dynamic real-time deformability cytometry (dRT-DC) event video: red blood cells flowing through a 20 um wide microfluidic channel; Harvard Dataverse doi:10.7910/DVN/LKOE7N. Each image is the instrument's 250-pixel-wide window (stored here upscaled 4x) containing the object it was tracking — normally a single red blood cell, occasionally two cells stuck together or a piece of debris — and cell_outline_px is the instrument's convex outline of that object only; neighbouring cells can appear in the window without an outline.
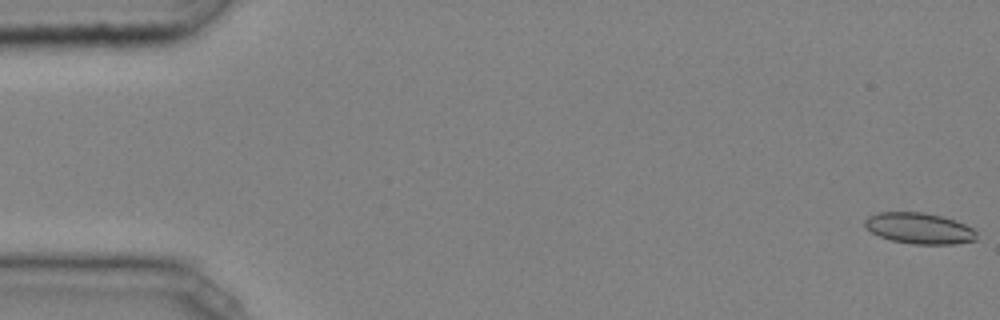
{"species": "common noctule bat (a hibernating species)", "species_latin": "Nyctalus noctula", "temperature_condition": "cold", "stored_images_in_passage": 45, "camera_frame_rate_fps": 3000, "um_per_image_px": 0.085, "animal": {"sex": "male", "body_mass_g": 20.4}, "frame": {"image": 1, "passage_image": 1, "time_ms": 0.0, "image_size_px": [1000, 320], "cell_outline_px": [[976, 240], [956, 244], [912, 244], [892, 240], [880, 236], [872, 232], [864, 224], [864, 220], [868, 216], [876, 212], [924, 212], [944, 216], [956, 220], [972, 228], [976, 232]], "centroid_in_image_um": [78.15, 19.39], "position_along_channel_um": 6.9, "area_um2": 20.29}}
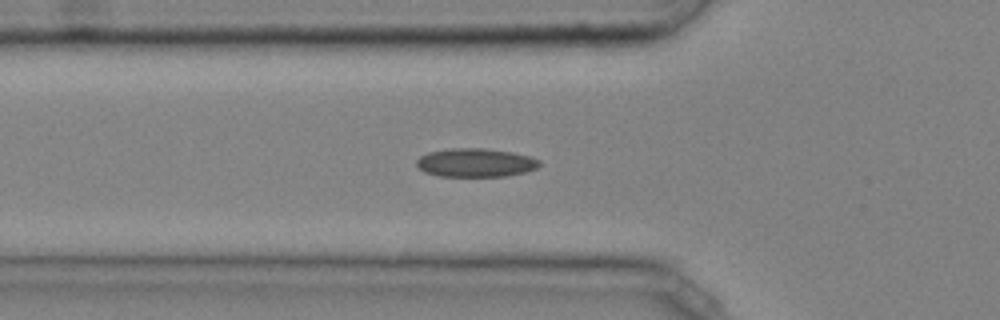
{"frame": {"image": 2, "passage_image": 17, "time_ms": 5.333, "image_size_px": [1000, 320], "cell_outline_px": [[540, 164], [536, 168], [524, 172], [504, 176], [440, 176], [424, 172], [416, 164], [416, 160], [420, 156], [428, 152], [452, 148], [484, 148], [512, 152], [532, 156], [540, 160]], "centroid_in_image_um": [40.42, 13.82], "position_along_channel_um": 85.4, "area_um2": 20.46}}
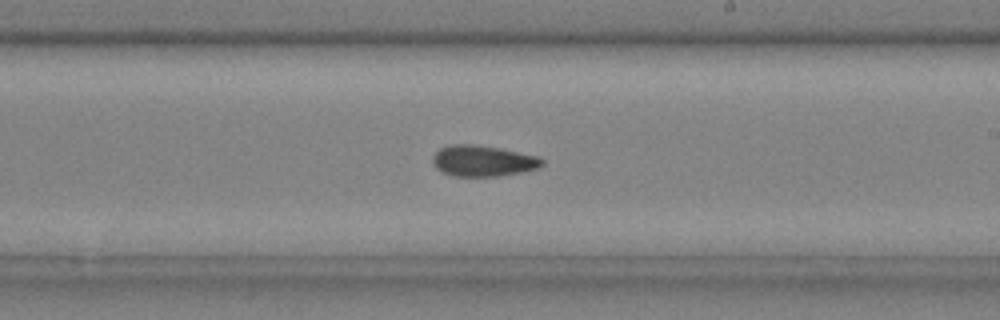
{"frame": {"image": 3, "passage_image": 29, "time_ms": 9.333, "image_size_px": [1000, 320], "cell_outline_px": [[544, 164], [540, 168], [520, 172], [496, 176], [456, 176], [444, 172], [436, 168], [432, 160], [432, 156], [440, 148], [452, 144], [472, 144], [500, 148], [540, 156], [544, 160]], "centroid_in_image_um": [41.09, 13.66], "position_along_channel_um": 247.9, "area_um2": 19.77}, "authors_computed_cell_mechanics": {"area_um2": 19.5942, "velocity_mm_per_s": 4.0544, "shape_relaxation_time_tau1_ms": null, "shape_relaxation_time_tau2_ms": 4.5319, "deformation_change_tau1": null, "deformation_change_tau2": 0.1026}}